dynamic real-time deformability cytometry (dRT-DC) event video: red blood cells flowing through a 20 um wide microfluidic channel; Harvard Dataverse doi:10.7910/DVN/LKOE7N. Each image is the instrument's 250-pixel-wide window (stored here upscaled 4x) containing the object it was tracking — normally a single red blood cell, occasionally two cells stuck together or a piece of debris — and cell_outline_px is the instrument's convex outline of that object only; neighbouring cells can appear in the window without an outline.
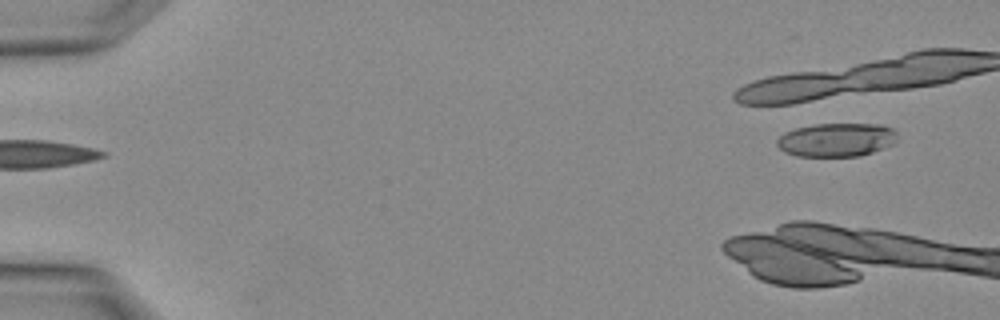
{"species": "Egyptian fruit bat (a non-hibernating species)", "species_latin": "Rousettus aegyptiacus", "temperature_condition": "warm", "stored_images_in_passage": 3, "camera_frame_rate_fps": 3000, "um_per_image_px": 0.085, "animal": {"sex": "female"}, "frame": {"image": 1, "passage_image": 3, "time_ms": 0.667, "image_size_px": [1000, 320], "cell_outline_px": [[896, 140], [892, 144], [872, 152], [860, 156], [796, 156], [784, 152], [776, 144], [776, 140], [784, 132], [796, 128], [816, 124], [880, 124], [892, 128], [896, 132]], "centroid_in_image_um": [71.08, 11.88], "position_along_channel_um": 13.9, "area_um2": 23.52}}